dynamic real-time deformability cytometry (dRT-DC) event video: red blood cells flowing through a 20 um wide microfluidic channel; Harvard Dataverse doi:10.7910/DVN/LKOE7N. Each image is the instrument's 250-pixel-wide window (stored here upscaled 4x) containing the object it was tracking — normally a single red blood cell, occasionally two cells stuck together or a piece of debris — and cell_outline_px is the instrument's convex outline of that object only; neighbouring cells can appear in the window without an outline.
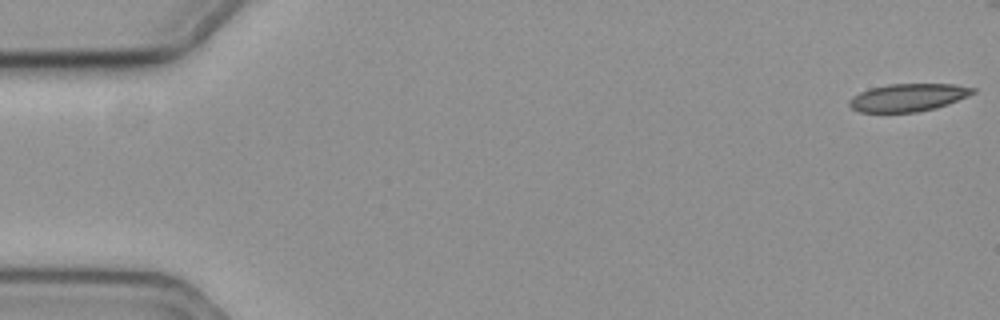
{"species": "common noctule bat (a hibernating species)", "species_latin": "Nyctalus noctula", "temperature_condition": "cold", "stored_images_in_passage": 12, "camera_frame_rate_fps": 3000, "um_per_image_px": 0.085, "animal": {"sex": "female", "body_mass_g": 19.3, "forearm_length_mm": 54.1}, "frame": {"image": 1, "passage_image": 1, "time_ms": 0.0, "image_size_px": [1000, 320], "cell_outline_px": [[976, 92], [968, 96], [948, 104], [936, 108], [916, 112], [860, 112], [852, 108], [848, 104], [848, 100], [852, 96], [860, 92], [872, 88], [888, 84], [956, 84], [976, 88]], "centroid_in_image_um": [77.2, 8.28], "position_along_channel_um": 7.8, "area_um2": 20.0}}